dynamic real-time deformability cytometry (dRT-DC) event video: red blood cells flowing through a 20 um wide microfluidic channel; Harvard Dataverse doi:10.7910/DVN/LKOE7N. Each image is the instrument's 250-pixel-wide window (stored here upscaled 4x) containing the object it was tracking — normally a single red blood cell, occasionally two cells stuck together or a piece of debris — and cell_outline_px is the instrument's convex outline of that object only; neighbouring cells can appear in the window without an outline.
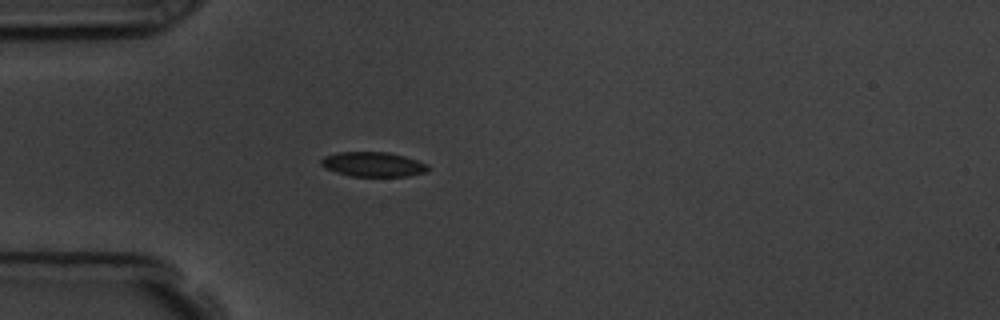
{"species": "common noctule bat (a hibernating species)", "species_latin": "Nyctalus noctula", "temperature_condition": "room temperature", "stored_images_in_passage": 42, "camera_frame_rate_fps": 3000, "um_per_image_px": 0.085, "animal": {"sex": "male", "body_mass_g": 19.5, "forearm_length_mm": 54.6}, "frame": {"image": 1, "passage_image": 1, "time_ms": 0.0, "image_size_px": [1000, 320], "cell_outline_px": [[428, 172], [408, 176], [348, 176], [324, 168], [320, 164], [320, 160], [324, 156], [336, 152], [388, 152], [404, 156], [428, 164]], "centroid_in_image_um": [31.68, 13.97], "position_along_channel_um": 53.3, "area_um2": 15.49}}
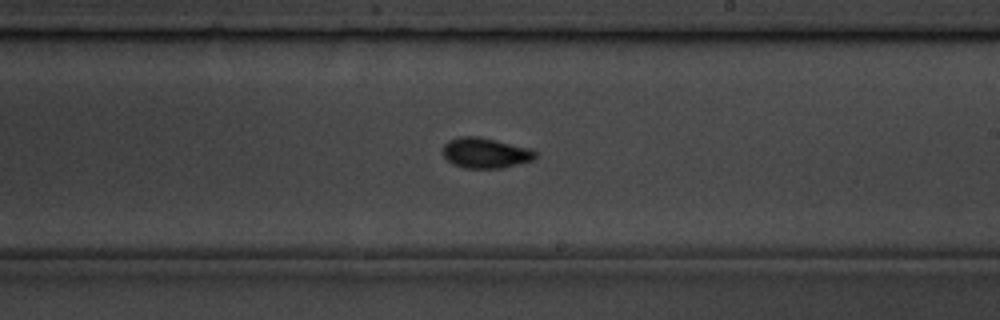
{"frame": {"image": 2, "passage_image": 18, "time_ms": 5.667, "image_size_px": [1000, 320], "cell_outline_px": [[536, 160], [500, 168], [464, 168], [452, 164], [440, 152], [444, 144], [448, 140], [460, 136], [480, 136], [532, 148], [536, 152]], "centroid_in_image_um": [41.26, 12.99], "position_along_channel_um": 247.7, "area_um2": 16.76}}
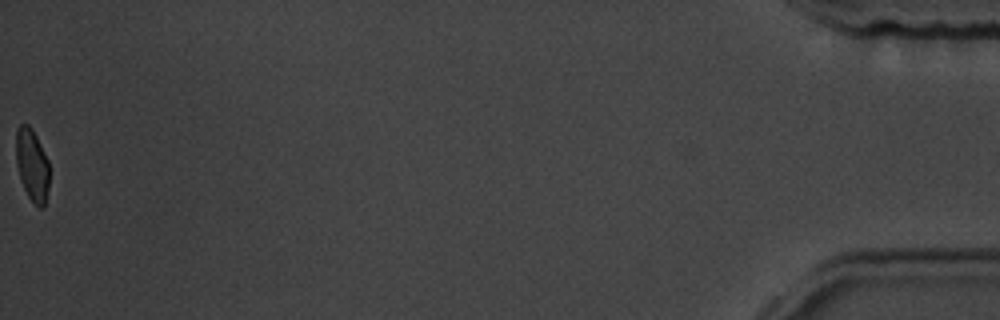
{"frame": {"image": 3, "passage_image": 42, "time_ms": 13.667, "image_size_px": [1000, 320], "cell_outline_px": [[48, 188], [44, 208], [40, 208], [28, 196], [20, 180], [16, 164], [16, 132], [20, 124], [28, 124], [32, 128], [48, 160]], "centroid_in_image_um": [2.71, 14.02], "position_along_channel_um": 432.5, "area_um2": 13.93}, "authors_computed_cell_mechanics": {"area_um2": 15.5482, "velocity_mm_per_s": 3.59, "shape_relaxation_time_tau1_ms": 2.8088, "shape_relaxation_time_tau2_ms": null, "deformation_change_tau1": 0.1123, "deformation_change_tau2": null}}